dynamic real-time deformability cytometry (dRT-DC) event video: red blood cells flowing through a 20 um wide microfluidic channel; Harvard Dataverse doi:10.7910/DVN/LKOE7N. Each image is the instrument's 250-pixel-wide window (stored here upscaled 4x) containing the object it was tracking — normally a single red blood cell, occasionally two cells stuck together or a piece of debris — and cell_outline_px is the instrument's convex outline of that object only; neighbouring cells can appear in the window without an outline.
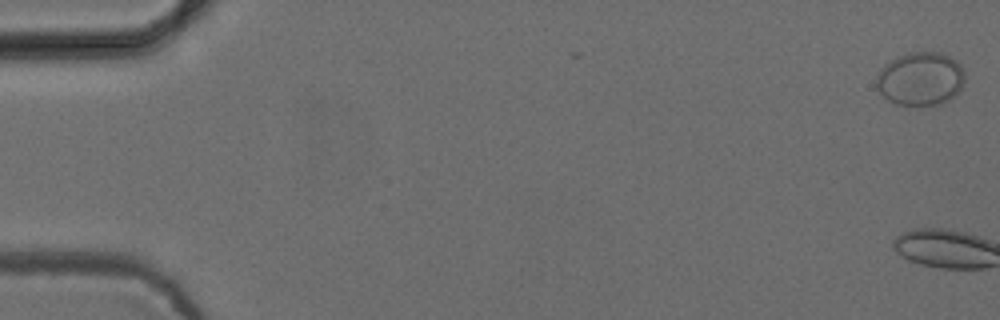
{"species": "common noctule bat (a hibernating species)", "species_latin": "Nyctalus noctula", "temperature_condition": "cold", "stored_images_in_passage": 3, "camera_frame_rate_fps": 3000, "um_per_image_px": 0.085, "animal": {"sex": "female", "body_mass_g": 24.6, "forearm_length_mm": 56.2}, "frame": {"image": 1, "passage_image": 1, "time_ms": 0.0, "image_size_px": [1000, 320], "cell_outline_px": [[964, 80], [960, 88], [944, 104], [916, 108], [896, 104], [888, 100], [876, 88], [876, 76], [880, 68], [884, 64], [908, 52], [940, 52], [956, 60], [964, 68]], "centroid_in_image_um": [78.22, 6.73], "position_along_channel_um": 6.8, "area_um2": 28.09}}